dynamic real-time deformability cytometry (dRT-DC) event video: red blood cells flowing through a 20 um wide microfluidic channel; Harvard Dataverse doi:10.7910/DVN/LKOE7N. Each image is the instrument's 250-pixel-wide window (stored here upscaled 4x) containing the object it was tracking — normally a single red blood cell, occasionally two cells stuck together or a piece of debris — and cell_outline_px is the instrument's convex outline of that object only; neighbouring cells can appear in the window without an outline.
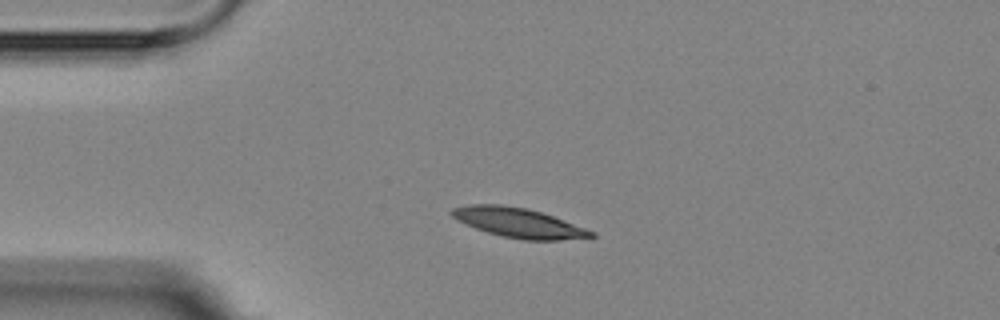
{"species": "Egyptian fruit bat (a non-hibernating species)", "species_latin": "Rousettus aegyptiacus", "temperature_condition": "room temperature", "stored_images_in_passage": 2, "camera_frame_rate_fps": 3000, "um_per_image_px": 0.085, "animal": {"sex": "female"}, "frame": {"image": 1, "passage_image": 1, "time_ms": 0.0, "image_size_px": [1000, 320], "cell_outline_px": [[596, 236], [560, 240], [524, 240], [500, 236], [476, 228], [456, 220], [448, 212], [452, 208], [468, 204], [500, 204], [528, 208], [552, 216], [596, 232]], "centroid_in_image_um": [44.03, 18.92], "position_along_channel_um": 41.0, "area_um2": 23.99}}